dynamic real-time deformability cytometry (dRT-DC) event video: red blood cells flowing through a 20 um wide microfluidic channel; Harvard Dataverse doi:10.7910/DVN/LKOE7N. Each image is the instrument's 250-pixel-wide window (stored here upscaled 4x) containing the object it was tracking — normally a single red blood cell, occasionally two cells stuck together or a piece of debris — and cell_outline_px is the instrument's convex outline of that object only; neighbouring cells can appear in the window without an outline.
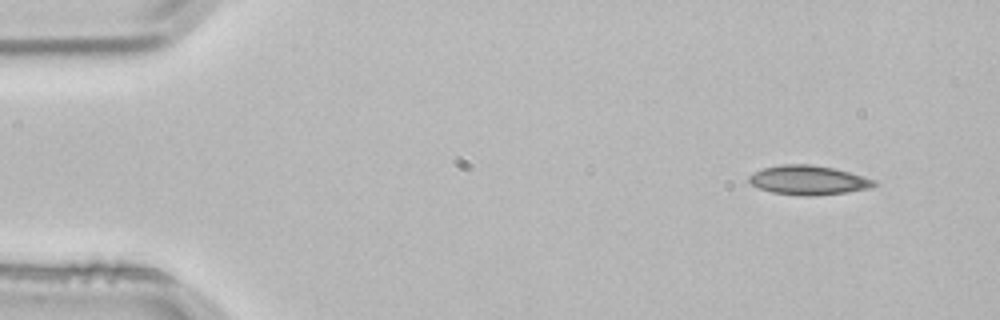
{"species": "common noctule bat (a hibernating species)", "species_latin": "Nyctalus noctula", "temperature_condition": "room temperature", "stored_images_in_passage": 3, "camera_frame_rate_fps": 3000, "um_per_image_px": 0.085, "animal": {"sex": "male", "body_mass_g": 21.5, "forearm_length_mm": 52.0}, "frame": {"image": 1, "passage_image": 1, "time_ms": 0.0, "image_size_px": [1000, 320], "cell_outline_px": [[876, 184], [872, 188], [848, 192], [812, 196], [804, 196], [772, 192], [760, 188], [752, 184], [748, 180], [748, 176], [752, 172], [764, 168], [784, 164], [812, 164], [832, 168], [864, 176], [876, 180]], "centroid_in_image_um": [68.72, 15.31], "position_along_channel_um": 16.3, "area_um2": 21.33}}